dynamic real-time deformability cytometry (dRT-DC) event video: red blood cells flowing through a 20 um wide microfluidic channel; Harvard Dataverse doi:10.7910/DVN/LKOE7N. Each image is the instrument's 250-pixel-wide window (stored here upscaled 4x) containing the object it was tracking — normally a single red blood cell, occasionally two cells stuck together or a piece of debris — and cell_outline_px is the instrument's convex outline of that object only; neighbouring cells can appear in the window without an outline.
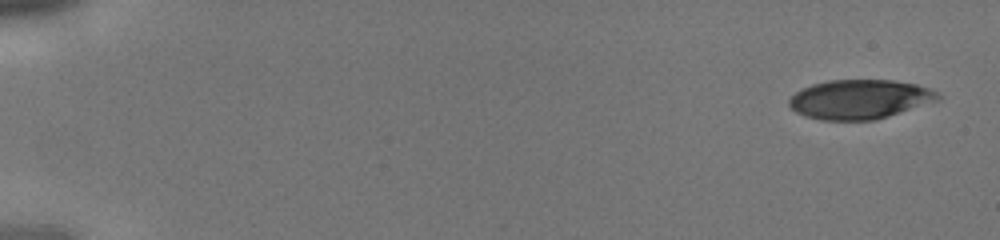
{"species": "human", "species_latin": "Homo sapiens", "temperature_condition": "cold", "stored_images_in_passage": 9, "camera_frame_rate_fps": 3000, "um_per_image_px": 0.085, "donor": {"sex": "male"}, "frame": {"image": 1, "passage_image": 1, "time_ms": 0.0, "image_size_px": [1000, 240], "cell_outline_px": [[940, 96], [936, 100], [876, 120], [820, 120], [804, 116], [796, 112], [788, 104], [788, 100], [796, 92], [812, 84], [828, 80], [892, 80], [916, 84], [928, 88], [936, 92]], "centroid_in_image_um": [73.02, 8.44], "position_along_channel_um": 12.0, "area_um2": 33.76}}
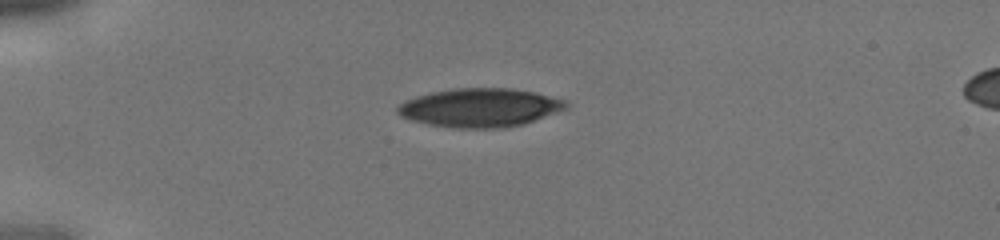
{"frame": {"image": 2, "passage_image": 6, "time_ms": 1.667, "image_size_px": [1000, 240], "cell_outline_px": [[568, 108], [524, 124], [504, 128], [452, 128], [428, 124], [412, 120], [400, 116], [396, 112], [396, 108], [404, 100], [416, 96], [432, 92], [456, 88], [512, 88], [532, 92], [564, 100], [568, 104]], "centroid_in_image_um": [40.76, 9.16], "position_along_channel_um": 44.2, "area_um2": 37.92}}
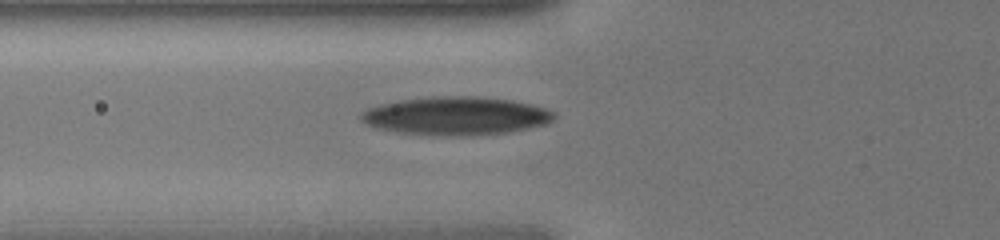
{"frame": {"image": 3, "passage_image": 9, "time_ms": 2.667, "image_size_px": [1000, 240], "cell_outline_px": [[556, 120], [548, 124], [508, 132], [464, 136], [448, 136], [396, 132], [380, 128], [368, 124], [360, 120], [360, 112], [368, 108], [380, 104], [400, 100], [436, 96], [476, 96], [512, 100], [532, 104], [548, 108], [556, 112]], "centroid_in_image_um": [38.83, 9.84], "position_along_channel_um": 87.0, "area_um2": 43.35}}